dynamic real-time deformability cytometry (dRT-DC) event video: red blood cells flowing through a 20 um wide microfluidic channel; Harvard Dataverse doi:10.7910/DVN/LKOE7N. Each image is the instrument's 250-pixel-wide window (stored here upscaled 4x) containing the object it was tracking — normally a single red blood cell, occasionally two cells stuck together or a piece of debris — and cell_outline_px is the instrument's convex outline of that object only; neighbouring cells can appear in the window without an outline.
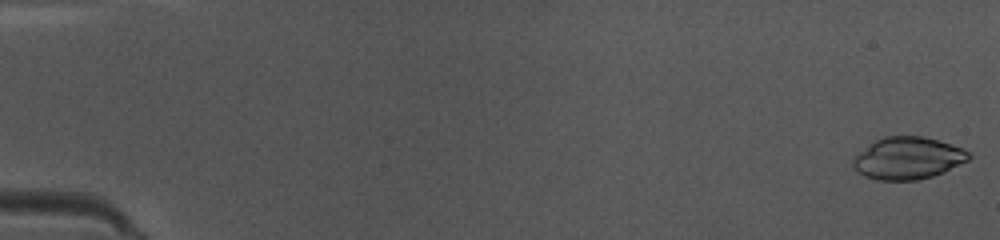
{"species": "common noctule bat (a hibernating species)", "species_latin": "Nyctalus noctula", "temperature_condition": "warm", "stored_images_in_passage": 48, "camera_frame_rate_fps": 3000, "um_per_image_px": 0.085, "animal": {"sex": "female", "body_mass_g": 10.0, "forearm_length_mm": 53.1}, "frame": {"image": 1, "passage_image": 1, "time_ms": 0.0, "image_size_px": [1000, 240], "cell_outline_px": [[972, 156], [968, 160], [944, 172], [932, 176], [916, 180], [876, 180], [864, 176], [852, 164], [852, 156], [876, 140], [884, 136], [924, 136], [952, 144], [964, 148], [972, 152]], "centroid_in_image_um": [77.19, 13.43], "position_along_channel_um": 7.8, "area_um2": 28.61}}
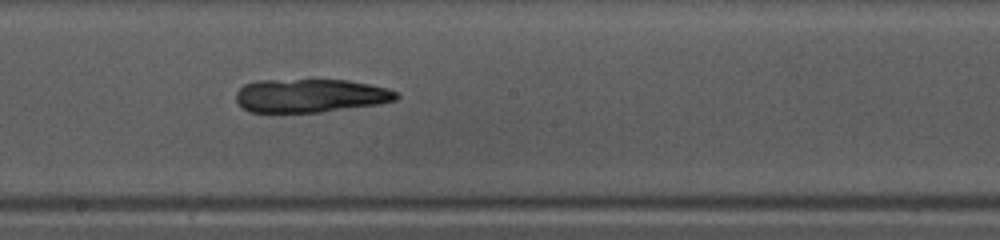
{"frame": {"image": 2, "passage_image": 27, "time_ms": 8.667, "image_size_px": [1000, 240], "cell_outline_px": [[400, 96], [396, 100], [376, 104], [320, 112], [248, 112], [236, 100], [236, 92], [244, 84], [256, 80], [348, 80], [388, 88], [396, 92]], "centroid_in_image_um": [26.36, 8.12], "position_along_channel_um": 221.8, "area_um2": 31.15}}
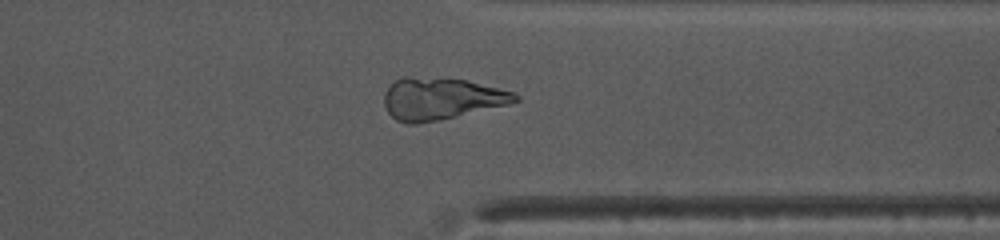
{"frame": {"image": 3, "passage_image": 38, "time_ms": 12.333, "image_size_px": [1000, 240], "cell_outline_px": [[520, 100], [508, 104], [436, 120], [416, 124], [404, 124], [396, 120], [388, 112], [384, 104], [384, 92], [396, 80], [404, 76], [408, 76], [468, 80], [512, 92], [520, 96]], "centroid_in_image_um": [37.45, 8.38], "position_along_channel_um": 373.9, "area_um2": 31.62}}